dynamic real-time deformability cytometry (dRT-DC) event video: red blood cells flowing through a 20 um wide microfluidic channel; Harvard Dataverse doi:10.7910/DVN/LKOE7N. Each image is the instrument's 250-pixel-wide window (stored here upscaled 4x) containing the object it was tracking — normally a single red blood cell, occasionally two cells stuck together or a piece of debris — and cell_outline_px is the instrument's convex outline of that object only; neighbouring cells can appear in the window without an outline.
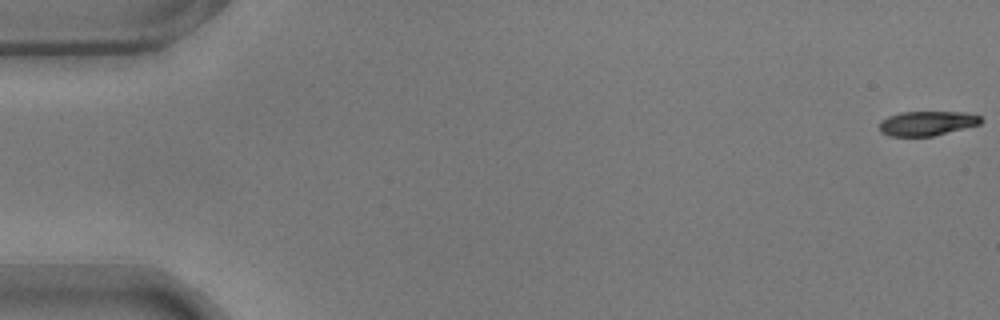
{"species": "common noctule bat (a hibernating species)", "species_latin": "Nyctalus noctula", "temperature_condition": "warm", "stored_images_in_passage": 55, "camera_frame_rate_fps": 3000, "um_per_image_px": 0.085, "animal": {"sex": "male", "body_mass_g": 17.9}, "frame": {"image": 1, "passage_image": 1, "time_ms": 0.0, "image_size_px": [1000, 320], "cell_outline_px": [[984, 120], [980, 124], [932, 136], [888, 136], [880, 132], [880, 120], [888, 116], [900, 112], [964, 112], [980, 116]], "centroid_in_image_um": [78.77, 10.48], "position_along_channel_um": 6.2, "area_um2": 14.51}}
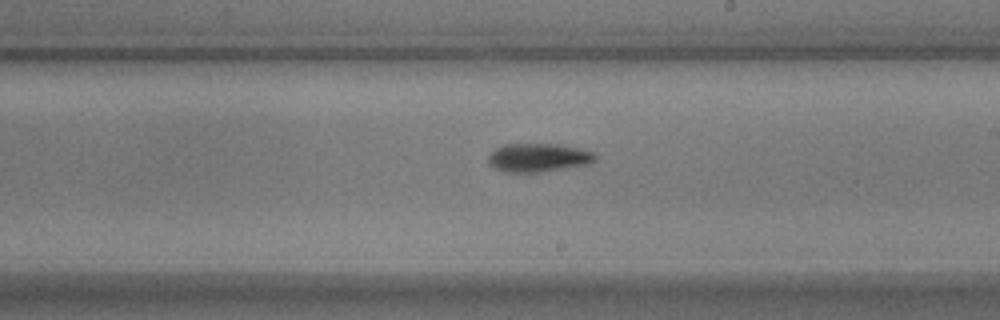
{"frame": {"image": 2, "passage_image": 32, "time_ms": 10.333, "image_size_px": [1000, 320], "cell_outline_px": [[596, 160], [592, 164], [540, 172], [504, 172], [492, 168], [488, 164], [488, 156], [496, 148], [504, 144], [560, 144], [592, 152], [596, 156]], "centroid_in_image_um": [45.74, 13.41], "position_along_channel_um": 243.3, "area_um2": 17.92}}
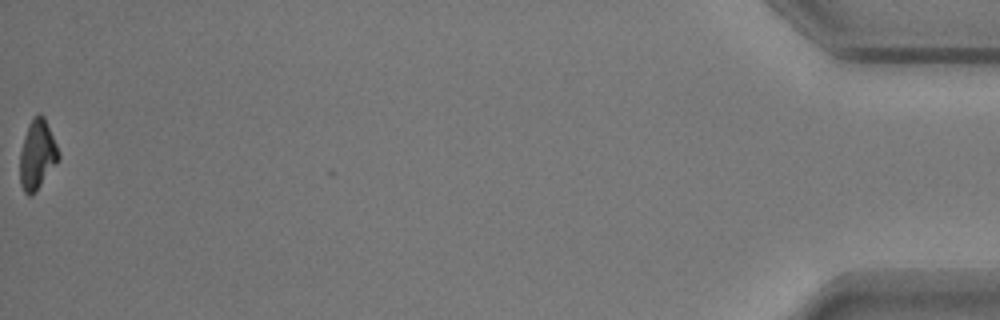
{"frame": {"image": 3, "passage_image": 55, "time_ms": 18.0, "image_size_px": [1000, 320], "cell_outline_px": [[60, 156], [36, 192], [32, 196], [28, 196], [24, 192], [20, 184], [20, 152], [24, 136], [28, 124], [32, 116], [40, 112], [44, 116], [60, 152]], "centroid_in_image_um": [3.15, 13.13], "position_along_channel_um": 432.1, "area_um2": 15.72}, "authors_computed_cell_mechanics": {"area_um2": 16.6464, "velocity_mm_per_s": 3.7375, "shape_relaxation_time_tau1_ms": 3.3052, "shape_relaxation_time_tau2_ms": null, "deformation_change_tau1": 0.1718, "deformation_change_tau2": null}}